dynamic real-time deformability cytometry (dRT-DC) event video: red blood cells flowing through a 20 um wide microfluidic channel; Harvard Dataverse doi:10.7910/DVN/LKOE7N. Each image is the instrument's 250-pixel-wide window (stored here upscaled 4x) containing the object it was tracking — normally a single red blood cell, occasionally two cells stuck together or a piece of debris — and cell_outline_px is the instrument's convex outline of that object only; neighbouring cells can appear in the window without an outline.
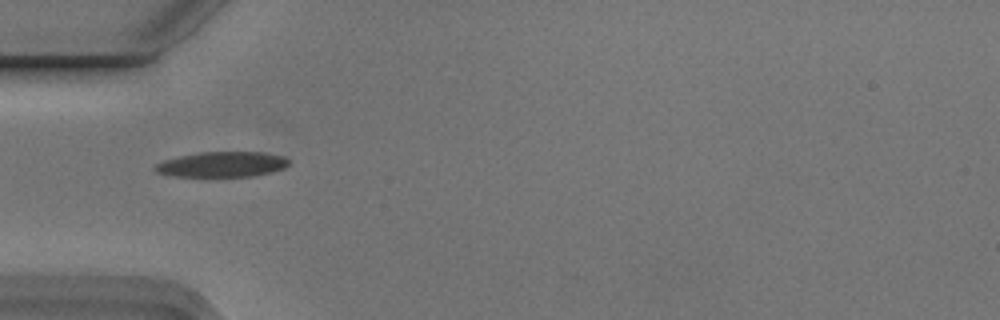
{"species": "Egyptian fruit bat (a non-hibernating species)", "species_latin": "Rousettus aegyptiacus", "temperature_condition": "cold", "stored_images_in_passage": 4, "camera_frame_rate_fps": 3000, "um_per_image_px": 0.085, "animal": {"sex": "male"}, "frame": {"image": 1, "passage_image": 2, "time_ms": 0.333, "image_size_px": [1000, 320], "cell_outline_px": [[288, 164], [284, 168], [252, 176], [176, 176], [156, 172], [152, 168], [156, 164], [164, 160], [180, 156], [200, 152], [264, 152], [284, 156], [288, 160]], "centroid_in_image_um": [18.86, 13.96], "position_along_channel_um": 66.1, "area_um2": 19.48}}
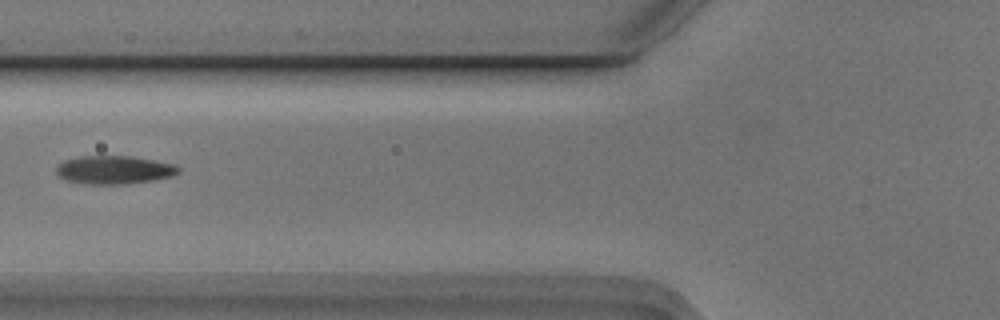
{"frame": {"image": 2, "passage_image": 3, "time_ms": 0.667, "image_size_px": [1000, 320], "cell_outline_px": [[180, 172], [172, 176], [152, 180], [124, 184], [88, 184], [64, 180], [56, 172], [56, 168], [64, 160], [80, 156], [132, 156], [172, 164], [180, 168]], "centroid_in_image_um": [9.68, 14.44], "position_along_channel_um": 116.1, "area_um2": 20.0}}
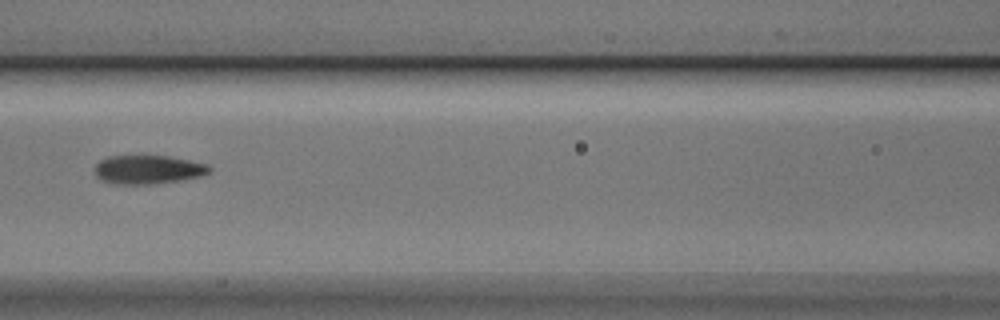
{"frame": {"image": 3, "passage_image": 4, "time_ms": 1.0, "image_size_px": [1000, 320], "cell_outline_px": [[212, 168], [208, 172], [200, 176], [180, 180], [148, 184], [116, 184], [100, 180], [96, 176], [96, 164], [100, 160], [108, 156], [168, 156], [208, 164]], "centroid_in_image_um": [12.56, 14.41], "position_along_channel_um": 154.0, "area_um2": 19.02}}